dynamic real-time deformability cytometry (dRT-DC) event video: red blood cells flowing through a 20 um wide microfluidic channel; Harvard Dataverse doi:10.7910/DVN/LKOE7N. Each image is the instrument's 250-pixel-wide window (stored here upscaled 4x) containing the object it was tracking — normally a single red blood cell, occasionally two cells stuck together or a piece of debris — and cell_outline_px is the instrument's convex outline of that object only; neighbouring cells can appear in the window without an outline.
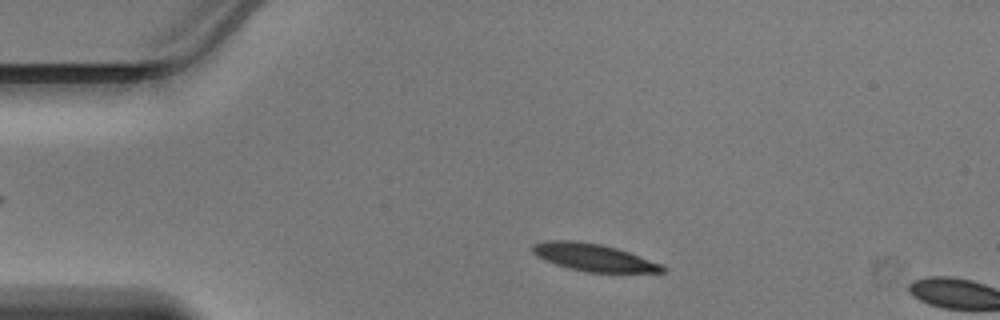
{"species": "Egyptian fruit bat (a non-hibernating species)", "species_latin": "Rousettus aegyptiacus", "temperature_condition": "warm", "stored_images_in_passage": 7, "camera_frame_rate_fps": 3000, "um_per_image_px": 0.085, "animal": {"sex": "male"}, "frame": {"image": 1, "passage_image": 5, "time_ms": 1.333, "image_size_px": [1000, 320], "cell_outline_px": [[668, 272], [584, 272], [568, 268], [544, 260], [536, 256], [532, 252], [532, 244], [552, 240], [576, 240], [600, 244], [616, 248], [664, 264], [668, 268]], "centroid_in_image_um": [50.49, 21.89], "position_along_channel_um": 34.5, "area_um2": 20.87}}